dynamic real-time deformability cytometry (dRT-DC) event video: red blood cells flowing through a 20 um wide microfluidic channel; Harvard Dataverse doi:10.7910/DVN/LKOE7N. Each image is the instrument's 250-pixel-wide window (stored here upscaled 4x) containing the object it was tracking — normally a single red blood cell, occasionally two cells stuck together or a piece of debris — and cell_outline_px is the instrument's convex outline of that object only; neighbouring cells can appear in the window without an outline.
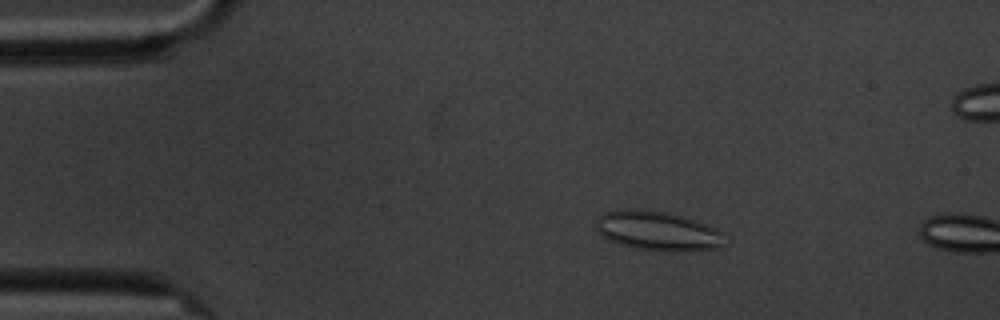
{"species": "common noctule bat (a hibernating species)", "species_latin": "Nyctalus noctula", "temperature_condition": "cold", "stored_images_in_passage": 4, "camera_frame_rate_fps": 3000, "um_per_image_px": 0.085, "animal": {"sex": "male", "body_mass_g": 20.1, "forearm_length_mm": 53.5}, "frame": {"image": 1, "passage_image": 3, "time_ms": 3.0, "image_size_px": [1000, 320], "cell_outline_px": [[732, 240], [728, 244], [720, 248], [684, 252], [680, 252], [636, 248], [620, 244], [608, 240], [596, 228], [596, 220], [604, 212], [624, 208], [640, 208], [668, 212], [704, 224], [720, 232]], "centroid_in_image_um": [55.96, 19.63], "position_along_channel_um": 29.0, "area_um2": 29.82}}